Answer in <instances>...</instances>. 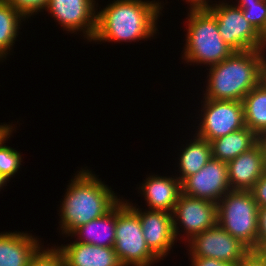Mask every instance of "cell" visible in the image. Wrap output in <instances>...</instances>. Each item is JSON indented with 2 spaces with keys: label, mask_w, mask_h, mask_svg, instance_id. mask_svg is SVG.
Here are the masks:
<instances>
[{
  "label": "cell",
  "mask_w": 266,
  "mask_h": 266,
  "mask_svg": "<svg viewBox=\"0 0 266 266\" xmlns=\"http://www.w3.org/2000/svg\"><path fill=\"white\" fill-rule=\"evenodd\" d=\"M126 204L139 216L142 232L149 249L161 260L166 257L175 243L172 213L167 211L146 210Z\"/></svg>",
  "instance_id": "13"
},
{
  "label": "cell",
  "mask_w": 266,
  "mask_h": 266,
  "mask_svg": "<svg viewBox=\"0 0 266 266\" xmlns=\"http://www.w3.org/2000/svg\"><path fill=\"white\" fill-rule=\"evenodd\" d=\"M257 143V135L248 127L210 142L212 158L228 163Z\"/></svg>",
  "instance_id": "19"
},
{
  "label": "cell",
  "mask_w": 266,
  "mask_h": 266,
  "mask_svg": "<svg viewBox=\"0 0 266 266\" xmlns=\"http://www.w3.org/2000/svg\"><path fill=\"white\" fill-rule=\"evenodd\" d=\"M115 229L116 205L104 216L79 226L69 236H77L76 242L100 247H114Z\"/></svg>",
  "instance_id": "18"
},
{
  "label": "cell",
  "mask_w": 266,
  "mask_h": 266,
  "mask_svg": "<svg viewBox=\"0 0 266 266\" xmlns=\"http://www.w3.org/2000/svg\"><path fill=\"white\" fill-rule=\"evenodd\" d=\"M91 170L81 168L68 185L59 224L67 237L79 226L109 212L121 199Z\"/></svg>",
  "instance_id": "2"
},
{
  "label": "cell",
  "mask_w": 266,
  "mask_h": 266,
  "mask_svg": "<svg viewBox=\"0 0 266 266\" xmlns=\"http://www.w3.org/2000/svg\"><path fill=\"white\" fill-rule=\"evenodd\" d=\"M266 50L234 51L228 58L211 65L206 91L210 100L242 101L262 82V68Z\"/></svg>",
  "instance_id": "3"
},
{
  "label": "cell",
  "mask_w": 266,
  "mask_h": 266,
  "mask_svg": "<svg viewBox=\"0 0 266 266\" xmlns=\"http://www.w3.org/2000/svg\"><path fill=\"white\" fill-rule=\"evenodd\" d=\"M191 266H238V264L226 263L217 259L205 257H190Z\"/></svg>",
  "instance_id": "28"
},
{
  "label": "cell",
  "mask_w": 266,
  "mask_h": 266,
  "mask_svg": "<svg viewBox=\"0 0 266 266\" xmlns=\"http://www.w3.org/2000/svg\"><path fill=\"white\" fill-rule=\"evenodd\" d=\"M228 182L232 190H251L265 173L261 149L256 143L227 163Z\"/></svg>",
  "instance_id": "14"
},
{
  "label": "cell",
  "mask_w": 266,
  "mask_h": 266,
  "mask_svg": "<svg viewBox=\"0 0 266 266\" xmlns=\"http://www.w3.org/2000/svg\"><path fill=\"white\" fill-rule=\"evenodd\" d=\"M218 4H211L209 10L217 20L220 36L229 47L234 51L266 50V42L245 19L241 8L223 1Z\"/></svg>",
  "instance_id": "7"
},
{
  "label": "cell",
  "mask_w": 266,
  "mask_h": 266,
  "mask_svg": "<svg viewBox=\"0 0 266 266\" xmlns=\"http://www.w3.org/2000/svg\"><path fill=\"white\" fill-rule=\"evenodd\" d=\"M181 188L184 195L217 204L231 190L227 163L211 158L196 174L187 177Z\"/></svg>",
  "instance_id": "11"
},
{
  "label": "cell",
  "mask_w": 266,
  "mask_h": 266,
  "mask_svg": "<svg viewBox=\"0 0 266 266\" xmlns=\"http://www.w3.org/2000/svg\"><path fill=\"white\" fill-rule=\"evenodd\" d=\"M57 248L62 252L66 266H123L113 247L73 241Z\"/></svg>",
  "instance_id": "17"
},
{
  "label": "cell",
  "mask_w": 266,
  "mask_h": 266,
  "mask_svg": "<svg viewBox=\"0 0 266 266\" xmlns=\"http://www.w3.org/2000/svg\"><path fill=\"white\" fill-rule=\"evenodd\" d=\"M113 248L123 266H151L160 261L146 244L139 216L122 199L116 204Z\"/></svg>",
  "instance_id": "6"
},
{
  "label": "cell",
  "mask_w": 266,
  "mask_h": 266,
  "mask_svg": "<svg viewBox=\"0 0 266 266\" xmlns=\"http://www.w3.org/2000/svg\"><path fill=\"white\" fill-rule=\"evenodd\" d=\"M262 83L266 86V57L262 68Z\"/></svg>",
  "instance_id": "35"
},
{
  "label": "cell",
  "mask_w": 266,
  "mask_h": 266,
  "mask_svg": "<svg viewBox=\"0 0 266 266\" xmlns=\"http://www.w3.org/2000/svg\"><path fill=\"white\" fill-rule=\"evenodd\" d=\"M161 2L142 0H114L97 11L94 42H136L157 34V19Z\"/></svg>",
  "instance_id": "1"
},
{
  "label": "cell",
  "mask_w": 266,
  "mask_h": 266,
  "mask_svg": "<svg viewBox=\"0 0 266 266\" xmlns=\"http://www.w3.org/2000/svg\"><path fill=\"white\" fill-rule=\"evenodd\" d=\"M37 237L24 232L0 233V266H29L42 247Z\"/></svg>",
  "instance_id": "16"
},
{
  "label": "cell",
  "mask_w": 266,
  "mask_h": 266,
  "mask_svg": "<svg viewBox=\"0 0 266 266\" xmlns=\"http://www.w3.org/2000/svg\"><path fill=\"white\" fill-rule=\"evenodd\" d=\"M21 20H26L12 5L5 0H0V61L6 59L12 49Z\"/></svg>",
  "instance_id": "22"
},
{
  "label": "cell",
  "mask_w": 266,
  "mask_h": 266,
  "mask_svg": "<svg viewBox=\"0 0 266 266\" xmlns=\"http://www.w3.org/2000/svg\"><path fill=\"white\" fill-rule=\"evenodd\" d=\"M247 21L262 34L266 30V0L247 3V7H239Z\"/></svg>",
  "instance_id": "24"
},
{
  "label": "cell",
  "mask_w": 266,
  "mask_h": 266,
  "mask_svg": "<svg viewBox=\"0 0 266 266\" xmlns=\"http://www.w3.org/2000/svg\"><path fill=\"white\" fill-rule=\"evenodd\" d=\"M238 266H266V261L250 250L238 263Z\"/></svg>",
  "instance_id": "29"
},
{
  "label": "cell",
  "mask_w": 266,
  "mask_h": 266,
  "mask_svg": "<svg viewBox=\"0 0 266 266\" xmlns=\"http://www.w3.org/2000/svg\"><path fill=\"white\" fill-rule=\"evenodd\" d=\"M12 5L25 19L45 10L49 0H5Z\"/></svg>",
  "instance_id": "26"
},
{
  "label": "cell",
  "mask_w": 266,
  "mask_h": 266,
  "mask_svg": "<svg viewBox=\"0 0 266 266\" xmlns=\"http://www.w3.org/2000/svg\"><path fill=\"white\" fill-rule=\"evenodd\" d=\"M250 192L253 194L259 208L266 207V172L255 183Z\"/></svg>",
  "instance_id": "27"
},
{
  "label": "cell",
  "mask_w": 266,
  "mask_h": 266,
  "mask_svg": "<svg viewBox=\"0 0 266 266\" xmlns=\"http://www.w3.org/2000/svg\"><path fill=\"white\" fill-rule=\"evenodd\" d=\"M173 229L176 239L185 233V240L202 233L217 224V204L181 193L172 212ZM179 225V226H178ZM183 227L184 231L179 227ZM180 230V231H178Z\"/></svg>",
  "instance_id": "10"
},
{
  "label": "cell",
  "mask_w": 266,
  "mask_h": 266,
  "mask_svg": "<svg viewBox=\"0 0 266 266\" xmlns=\"http://www.w3.org/2000/svg\"><path fill=\"white\" fill-rule=\"evenodd\" d=\"M259 206L249 190H230L217 203V224L250 250L257 243Z\"/></svg>",
  "instance_id": "5"
},
{
  "label": "cell",
  "mask_w": 266,
  "mask_h": 266,
  "mask_svg": "<svg viewBox=\"0 0 266 266\" xmlns=\"http://www.w3.org/2000/svg\"><path fill=\"white\" fill-rule=\"evenodd\" d=\"M190 6L189 10H201V9H209L212 5H210L209 0H185Z\"/></svg>",
  "instance_id": "31"
},
{
  "label": "cell",
  "mask_w": 266,
  "mask_h": 266,
  "mask_svg": "<svg viewBox=\"0 0 266 266\" xmlns=\"http://www.w3.org/2000/svg\"><path fill=\"white\" fill-rule=\"evenodd\" d=\"M188 242L190 257H205L238 264L250 251L239 239L234 238L218 224L192 236Z\"/></svg>",
  "instance_id": "9"
},
{
  "label": "cell",
  "mask_w": 266,
  "mask_h": 266,
  "mask_svg": "<svg viewBox=\"0 0 266 266\" xmlns=\"http://www.w3.org/2000/svg\"><path fill=\"white\" fill-rule=\"evenodd\" d=\"M13 131L14 128L11 126L0 136V175L6 182L18 172L22 162L20 152L5 145Z\"/></svg>",
  "instance_id": "23"
},
{
  "label": "cell",
  "mask_w": 266,
  "mask_h": 266,
  "mask_svg": "<svg viewBox=\"0 0 266 266\" xmlns=\"http://www.w3.org/2000/svg\"><path fill=\"white\" fill-rule=\"evenodd\" d=\"M245 126L257 136L266 134V86L261 82L242 100Z\"/></svg>",
  "instance_id": "21"
},
{
  "label": "cell",
  "mask_w": 266,
  "mask_h": 266,
  "mask_svg": "<svg viewBox=\"0 0 266 266\" xmlns=\"http://www.w3.org/2000/svg\"><path fill=\"white\" fill-rule=\"evenodd\" d=\"M172 177L151 175L139 186L148 210L173 212L182 188L181 181L175 176Z\"/></svg>",
  "instance_id": "15"
},
{
  "label": "cell",
  "mask_w": 266,
  "mask_h": 266,
  "mask_svg": "<svg viewBox=\"0 0 266 266\" xmlns=\"http://www.w3.org/2000/svg\"><path fill=\"white\" fill-rule=\"evenodd\" d=\"M7 184V182L4 180V178L0 175V189L3 188Z\"/></svg>",
  "instance_id": "36"
},
{
  "label": "cell",
  "mask_w": 266,
  "mask_h": 266,
  "mask_svg": "<svg viewBox=\"0 0 266 266\" xmlns=\"http://www.w3.org/2000/svg\"><path fill=\"white\" fill-rule=\"evenodd\" d=\"M261 37L264 39V41L266 42V30L261 34Z\"/></svg>",
  "instance_id": "37"
},
{
  "label": "cell",
  "mask_w": 266,
  "mask_h": 266,
  "mask_svg": "<svg viewBox=\"0 0 266 266\" xmlns=\"http://www.w3.org/2000/svg\"><path fill=\"white\" fill-rule=\"evenodd\" d=\"M203 100V114L195 133L198 137L211 142L246 127L242 101Z\"/></svg>",
  "instance_id": "8"
},
{
  "label": "cell",
  "mask_w": 266,
  "mask_h": 266,
  "mask_svg": "<svg viewBox=\"0 0 266 266\" xmlns=\"http://www.w3.org/2000/svg\"><path fill=\"white\" fill-rule=\"evenodd\" d=\"M257 240H266V207L259 208Z\"/></svg>",
  "instance_id": "30"
},
{
  "label": "cell",
  "mask_w": 266,
  "mask_h": 266,
  "mask_svg": "<svg viewBox=\"0 0 266 266\" xmlns=\"http://www.w3.org/2000/svg\"><path fill=\"white\" fill-rule=\"evenodd\" d=\"M95 0H49L45 11L53 15L64 30L82 31L91 42L96 31L97 7Z\"/></svg>",
  "instance_id": "12"
},
{
  "label": "cell",
  "mask_w": 266,
  "mask_h": 266,
  "mask_svg": "<svg viewBox=\"0 0 266 266\" xmlns=\"http://www.w3.org/2000/svg\"><path fill=\"white\" fill-rule=\"evenodd\" d=\"M252 250L266 261V240H257L256 246Z\"/></svg>",
  "instance_id": "32"
},
{
  "label": "cell",
  "mask_w": 266,
  "mask_h": 266,
  "mask_svg": "<svg viewBox=\"0 0 266 266\" xmlns=\"http://www.w3.org/2000/svg\"><path fill=\"white\" fill-rule=\"evenodd\" d=\"M194 139L180 150L179 176L176 177L181 183L189 176L196 174L212 158L211 144L208 140L194 135Z\"/></svg>",
  "instance_id": "20"
},
{
  "label": "cell",
  "mask_w": 266,
  "mask_h": 266,
  "mask_svg": "<svg viewBox=\"0 0 266 266\" xmlns=\"http://www.w3.org/2000/svg\"><path fill=\"white\" fill-rule=\"evenodd\" d=\"M55 247L44 249L42 246L30 260L29 266H66L62 252Z\"/></svg>",
  "instance_id": "25"
},
{
  "label": "cell",
  "mask_w": 266,
  "mask_h": 266,
  "mask_svg": "<svg viewBox=\"0 0 266 266\" xmlns=\"http://www.w3.org/2000/svg\"><path fill=\"white\" fill-rule=\"evenodd\" d=\"M182 59L211 66L228 58L234 50L220 36L217 20L209 9L189 10Z\"/></svg>",
  "instance_id": "4"
},
{
  "label": "cell",
  "mask_w": 266,
  "mask_h": 266,
  "mask_svg": "<svg viewBox=\"0 0 266 266\" xmlns=\"http://www.w3.org/2000/svg\"><path fill=\"white\" fill-rule=\"evenodd\" d=\"M257 143L262 152L263 165L266 172V134L257 136Z\"/></svg>",
  "instance_id": "33"
},
{
  "label": "cell",
  "mask_w": 266,
  "mask_h": 266,
  "mask_svg": "<svg viewBox=\"0 0 266 266\" xmlns=\"http://www.w3.org/2000/svg\"><path fill=\"white\" fill-rule=\"evenodd\" d=\"M254 1H259V0H238V5H233V6H236V7H247V3H251V2H254Z\"/></svg>",
  "instance_id": "34"
}]
</instances>
